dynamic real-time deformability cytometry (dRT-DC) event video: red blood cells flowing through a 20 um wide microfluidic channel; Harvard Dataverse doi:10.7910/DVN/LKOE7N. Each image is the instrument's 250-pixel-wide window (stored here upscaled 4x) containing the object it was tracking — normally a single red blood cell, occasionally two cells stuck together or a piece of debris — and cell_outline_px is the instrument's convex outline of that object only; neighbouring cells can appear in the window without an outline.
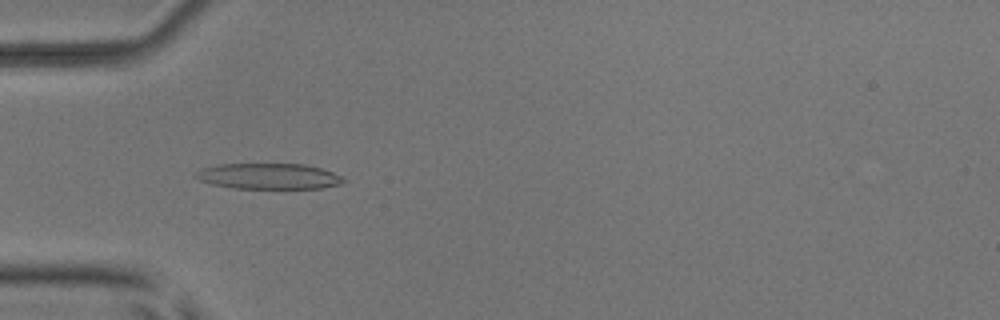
{"species": "common noctule bat (a hibernating species)", "species_latin": "Nyctalus noctula", "temperature_condition": "room temperature", "stored_images_in_passage": 38, "camera_frame_rate_fps": 3000, "um_per_image_px": 0.085, "animal": {"sex": "male", "body_mass_g": 17.9, "forearm_length_mm": 54.2}, "frame": {"image": 1, "passage_image": 4, "time_ms": 1.0, "image_size_px": [1000, 320], "cell_outline_px": [[348, 180], [340, 184], [320, 188], [232, 188], [212, 184], [200, 180], [196, 176], [196, 172], [200, 168], [220, 164], [304, 164], [320, 168], [332, 172]], "centroid_in_image_um": [22.84, 14.97], "position_along_channel_um": 62.2, "area_um2": 22.02}}
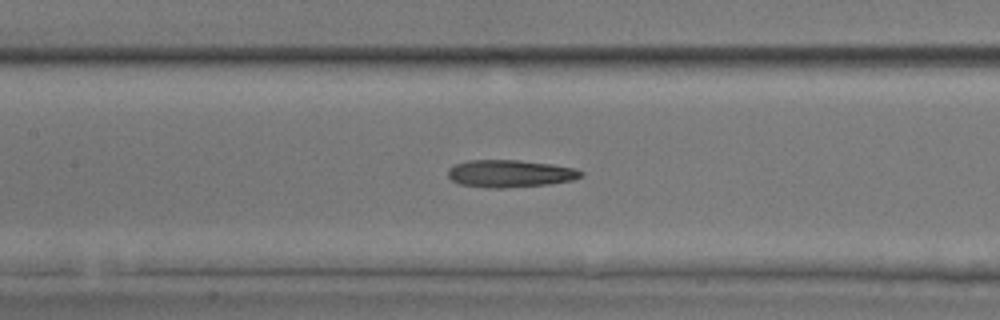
{"frame": {"image": 2, "passage_image": 12, "time_ms": 3.667, "image_size_px": [1000, 320], "cell_outline_px": [[584, 176], [572, 180], [548, 184], [504, 188], [488, 188], [460, 184], [452, 180], [448, 176], [448, 168], [456, 164], [468, 160], [520, 160], [552, 164], [576, 168], [584, 172]], "centroid_in_image_um": [43.38, 14.75], "position_along_channel_um": 164.0, "area_um2": 21.33}}
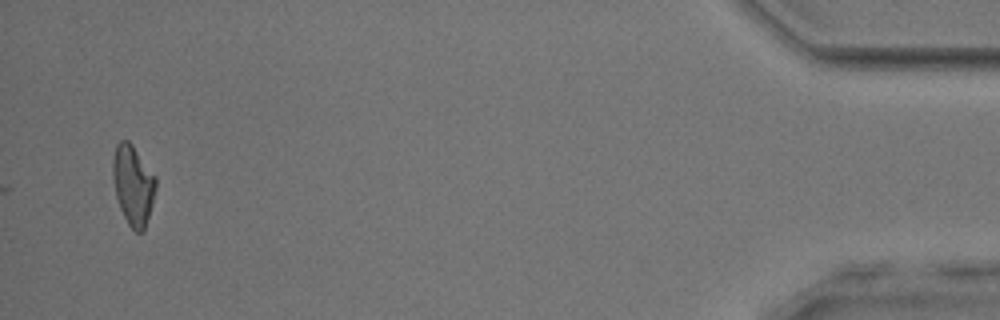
{"frame": {"image": 3, "passage_image": 38, "time_ms": 12.333, "image_size_px": [1000, 320], "cell_outline_px": [[156, 188], [152, 204], [144, 232], [136, 232], [128, 224], [120, 208], [116, 196], [112, 176], [112, 160], [116, 144], [120, 140], [128, 140], [132, 144], [156, 176]], "centroid_in_image_um": [11.31, 15.71], "position_along_channel_um": 423.9, "area_um2": 20.11}, "authors_computed_cell_mechanics": {"area_um2": 20.4901, "velocity_mm_per_s": 3.9332, "shape_relaxation_time_tau1_ms": 6.2429, "shape_relaxation_time_tau2_ms": null, "deformation_change_tau1": 0.2007, "deformation_change_tau2": null}}